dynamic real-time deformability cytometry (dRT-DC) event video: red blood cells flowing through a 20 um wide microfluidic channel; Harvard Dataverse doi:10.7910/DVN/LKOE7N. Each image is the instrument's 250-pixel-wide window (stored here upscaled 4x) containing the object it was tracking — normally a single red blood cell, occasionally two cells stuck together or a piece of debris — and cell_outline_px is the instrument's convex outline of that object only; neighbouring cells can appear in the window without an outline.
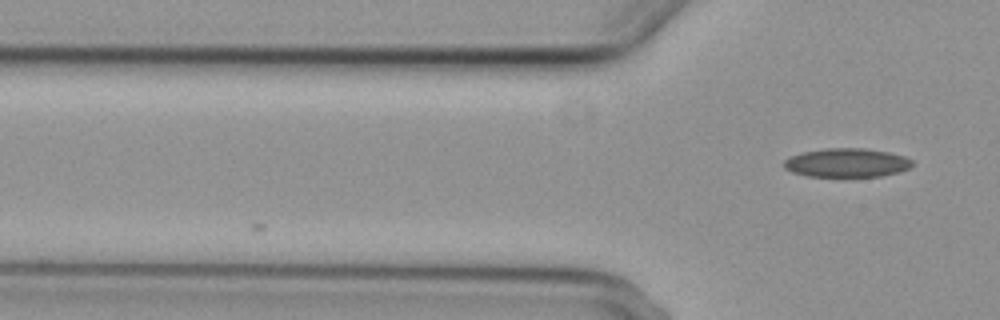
{"species": "common noctule bat (a hibernating species)", "species_latin": "Nyctalus noctula", "temperature_condition": "cold", "stored_images_in_passage": 2, "camera_frame_rate_fps": 3000, "um_per_image_px": 0.085, "animal": {"sex": "female", "body_mass_g": 29.2, "forearm_length_mm": 56.3}, "frame": {"image": 1, "passage_image": 2, "time_ms": 1.333, "image_size_px": [1000, 320], "cell_outline_px": [[912, 164], [908, 168], [896, 172], [880, 176], [840, 180], [808, 176], [792, 172], [784, 168], [784, 160], [792, 156], [804, 152], [824, 148], [864, 148], [888, 152], [904, 156], [912, 160]], "centroid_in_image_um": [71.94, 13.88], "position_along_channel_um": 53.9, "area_um2": 22.31}}